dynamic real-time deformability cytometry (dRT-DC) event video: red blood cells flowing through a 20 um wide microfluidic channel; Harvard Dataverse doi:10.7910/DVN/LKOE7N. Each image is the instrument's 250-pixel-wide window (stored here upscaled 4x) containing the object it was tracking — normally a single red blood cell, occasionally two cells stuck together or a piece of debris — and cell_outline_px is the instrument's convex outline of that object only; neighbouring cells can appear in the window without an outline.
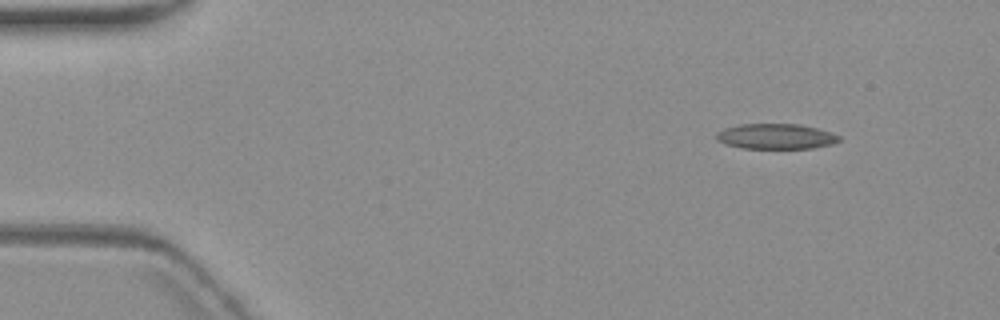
{"species": "common noctule bat (a hibernating species)", "species_latin": "Nyctalus noctula", "temperature_condition": "warm", "stored_images_in_passage": 2, "camera_frame_rate_fps": 3000, "um_per_image_px": 0.085, "animal": {"sex": "female", "body_mass_g": 19.3, "forearm_length_mm": 54.1}, "frame": {"image": 1, "passage_image": 1, "time_ms": 0.0, "image_size_px": [1000, 320], "cell_outline_px": [[840, 140], [832, 144], [812, 148], [744, 148], [724, 144], [716, 140], [716, 132], [724, 128], [740, 124], [800, 124], [816, 128], [840, 136]], "centroid_in_image_um": [65.9, 11.59], "position_along_channel_um": 19.1, "area_um2": 18.03}}